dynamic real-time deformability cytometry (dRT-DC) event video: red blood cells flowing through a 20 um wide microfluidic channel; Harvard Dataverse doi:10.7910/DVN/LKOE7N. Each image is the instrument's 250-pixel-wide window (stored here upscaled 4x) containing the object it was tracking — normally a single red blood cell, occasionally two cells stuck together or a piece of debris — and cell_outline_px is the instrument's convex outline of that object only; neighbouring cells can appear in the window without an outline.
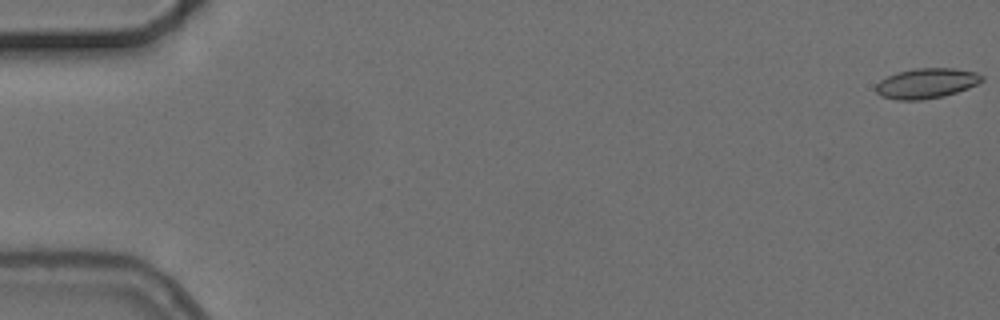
{"species": "common noctule bat (a hibernating species)", "species_latin": "Nyctalus noctula", "temperature_condition": "cold", "stored_images_in_passage": 5, "camera_frame_rate_fps": 3000, "um_per_image_px": 0.085, "animal": {"sex": "female", "body_mass_g": 24.6, "forearm_length_mm": 56.2}, "frame": {"image": 1, "passage_image": 1, "time_ms": 0.0, "image_size_px": [1000, 320], "cell_outline_px": [[984, 80], [968, 88], [944, 96], [920, 100], [896, 100], [880, 96], [876, 92], [876, 84], [880, 80], [888, 76], [900, 72], [916, 68], [952, 68], [976, 72], [984, 76]], "centroid_in_image_um": [78.75, 7.09], "position_along_channel_um": 6.3, "area_um2": 18.55}}
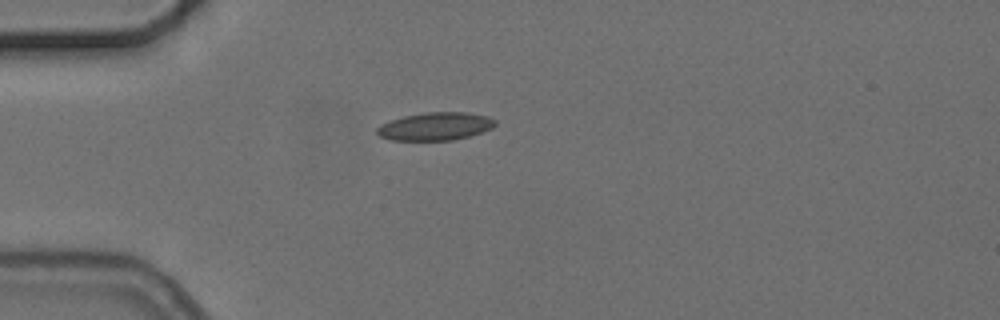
{"frame": {"image": 2, "passage_image": 5, "time_ms": 5.0, "image_size_px": [1000, 320], "cell_outline_px": [[496, 124], [492, 128], [468, 136], [452, 140], [388, 140], [380, 136], [376, 132], [376, 128], [380, 124], [404, 116], [424, 112], [468, 112], [488, 116], [496, 120]], "centroid_in_image_um": [36.99, 10.73], "position_along_channel_um": 48.0, "area_um2": 19.25}}